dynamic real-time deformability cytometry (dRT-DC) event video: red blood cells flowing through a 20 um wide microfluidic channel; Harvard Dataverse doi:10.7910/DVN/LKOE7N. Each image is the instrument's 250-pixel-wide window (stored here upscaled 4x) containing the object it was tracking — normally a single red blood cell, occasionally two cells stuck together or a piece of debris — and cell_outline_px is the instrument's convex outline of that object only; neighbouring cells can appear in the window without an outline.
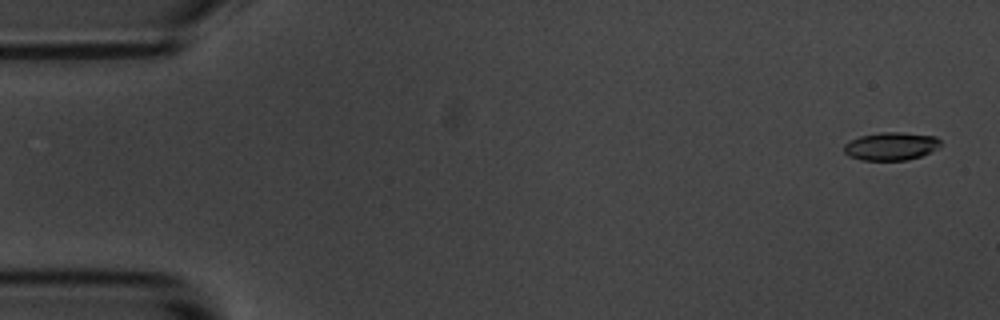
{"species": "common noctule bat (a hibernating species)", "species_latin": "Nyctalus noctula", "temperature_condition": "room temperature", "stored_images_in_passage": 4, "camera_frame_rate_fps": 3000, "um_per_image_px": 0.085, "animal": {"sex": "male", "body_mass_g": 20.1, "forearm_length_mm": 53.5}, "frame": {"image": 1, "passage_image": 1, "time_ms": 0.0, "image_size_px": [1000, 320], "cell_outline_px": [[940, 148], [920, 156], [908, 160], [860, 160], [848, 156], [844, 152], [844, 144], [860, 136], [880, 132], [900, 132], [936, 136], [940, 140]], "centroid_in_image_um": [75.74, 12.43], "position_along_channel_um": 9.3, "area_um2": 15.84}}
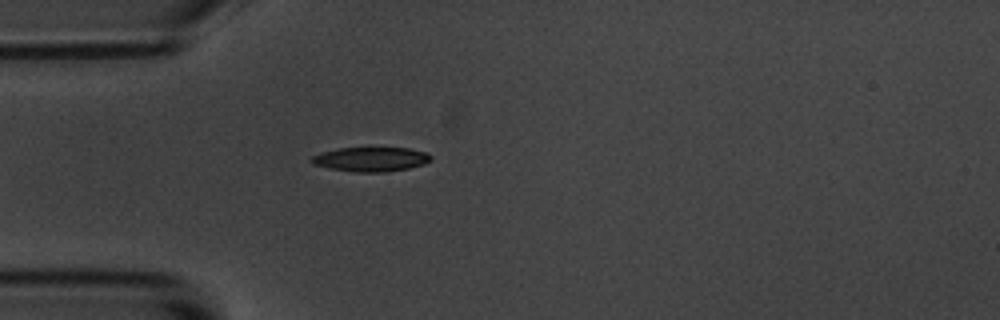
{"frame": {"image": 2, "passage_image": 4, "time_ms": 4.667, "image_size_px": [1000, 320], "cell_outline_px": [[432, 160], [424, 164], [408, 168], [384, 172], [356, 172], [328, 168], [312, 164], [308, 160], [312, 156], [320, 152], [340, 148], [408, 148], [424, 152], [432, 156]], "centroid_in_image_um": [31.48, 13.54], "position_along_channel_um": 53.5, "area_um2": 16.99}}